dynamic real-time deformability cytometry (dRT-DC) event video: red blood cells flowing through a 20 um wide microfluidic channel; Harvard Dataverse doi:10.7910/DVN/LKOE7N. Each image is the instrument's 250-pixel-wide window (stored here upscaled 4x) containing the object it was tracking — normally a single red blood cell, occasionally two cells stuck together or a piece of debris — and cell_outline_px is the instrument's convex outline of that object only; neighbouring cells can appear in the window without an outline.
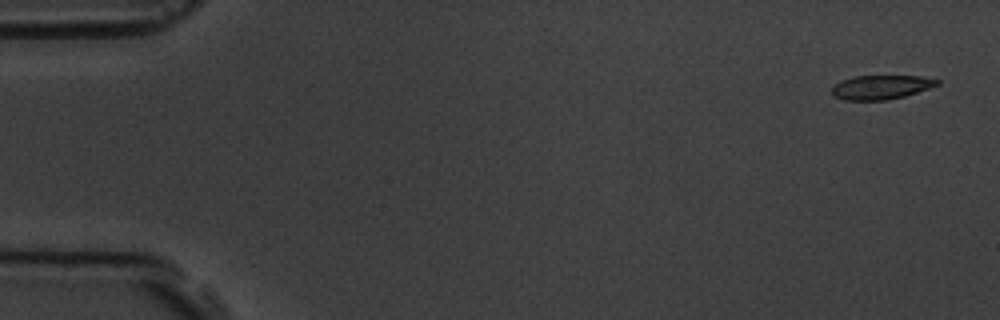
{"species": "common noctule bat (a hibernating species)", "species_latin": "Nyctalus noctula", "temperature_condition": "room temperature", "stored_images_in_passage": 13, "camera_frame_rate_fps": 3000, "um_per_image_px": 0.085, "animal": {"sex": "male", "body_mass_g": 19.5, "forearm_length_mm": 54.6}, "frame": {"image": 1, "passage_image": 1, "time_ms": 0.0, "image_size_px": [1000, 320], "cell_outline_px": [[940, 84], [904, 96], [888, 100], [844, 100], [832, 96], [832, 88], [840, 80], [852, 76], [920, 76], [940, 80]], "centroid_in_image_um": [74.85, 7.41], "position_along_channel_um": 10.2, "area_um2": 14.8}}
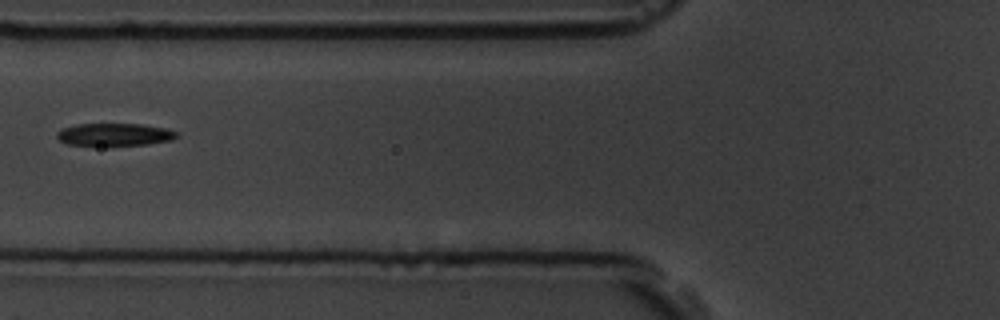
{"frame": {"image": 2, "passage_image": 6, "time_ms": 6.667, "image_size_px": [1000, 320], "cell_outline_px": [[180, 136], [172, 140], [148, 144], [108, 148], [68, 144], [60, 140], [56, 136], [56, 132], [60, 128], [76, 124], [140, 124], [168, 128], [180, 132]], "centroid_in_image_um": [9.75, 11.47], "position_along_channel_um": 116.0, "area_um2": 16.76}}
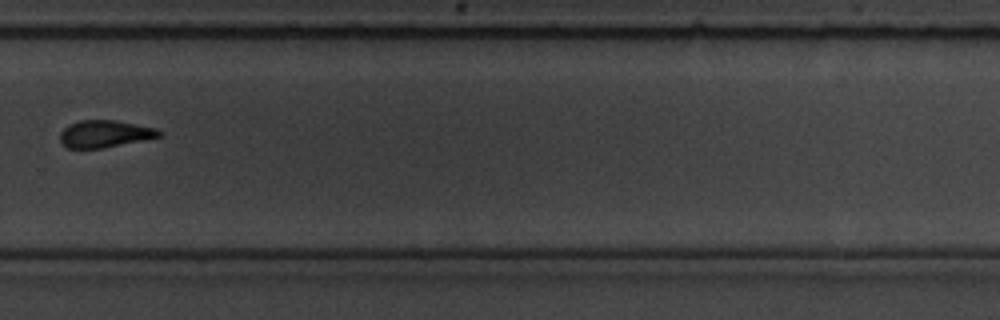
{"frame": {"image": 3, "passage_image": 11, "time_ms": 12.333, "image_size_px": [1000, 320], "cell_outline_px": [[164, 132], [160, 136], [144, 140], [100, 148], [68, 148], [60, 140], [60, 132], [68, 124], [80, 120], [116, 120], [156, 128]], "centroid_in_image_um": [8.91, 11.36], "position_along_channel_um": 320.9, "area_um2": 15.61}, "authors_computed_cell_mechanics": {"area_um2": 16.762, "velocity_mm_per_s": 3.623, "shape_relaxation_time_tau1_ms": 1.6946, "shape_relaxation_time_tau2_ms": 2.0928, "deformation_change_tau1": 0.1008, "deformation_change_tau2": 0.0962}}